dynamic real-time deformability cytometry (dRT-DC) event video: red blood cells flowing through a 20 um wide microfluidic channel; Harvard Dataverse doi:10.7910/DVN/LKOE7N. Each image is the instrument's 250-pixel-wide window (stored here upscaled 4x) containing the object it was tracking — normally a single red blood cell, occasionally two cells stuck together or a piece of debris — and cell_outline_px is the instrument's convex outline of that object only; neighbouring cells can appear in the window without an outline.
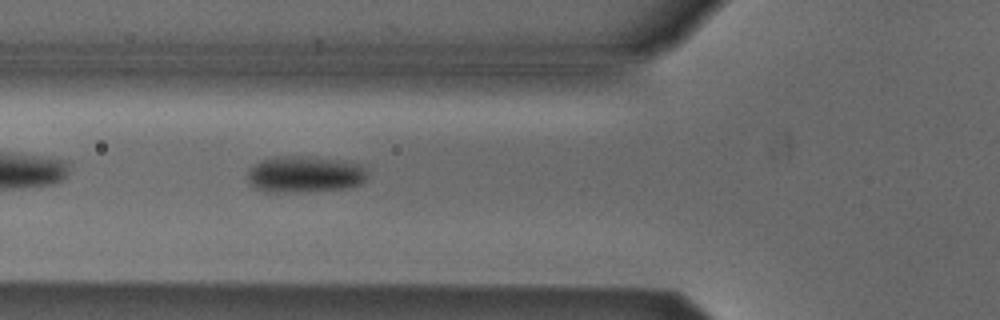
{"species": "Egyptian fruit bat (a non-hibernating species)", "species_latin": "Rousettus aegyptiacus", "temperature_condition": "cold", "stored_images_in_passage": 6, "camera_frame_rate_fps": 3000, "um_per_image_px": 0.085, "animal": {"sex": "male"}, "frame": {"image": 1, "passage_image": 6, "time_ms": 6.0, "image_size_px": [1000, 320], "cell_outline_px": [[368, 176], [360, 184], [348, 188], [288, 192], [264, 192], [248, 184], [248, 168], [260, 160], [276, 156], [308, 156], [344, 160], [356, 164], [364, 168]], "centroid_in_image_um": [25.85, 14.8], "position_along_channel_um": 99.9, "area_um2": 25.66}}